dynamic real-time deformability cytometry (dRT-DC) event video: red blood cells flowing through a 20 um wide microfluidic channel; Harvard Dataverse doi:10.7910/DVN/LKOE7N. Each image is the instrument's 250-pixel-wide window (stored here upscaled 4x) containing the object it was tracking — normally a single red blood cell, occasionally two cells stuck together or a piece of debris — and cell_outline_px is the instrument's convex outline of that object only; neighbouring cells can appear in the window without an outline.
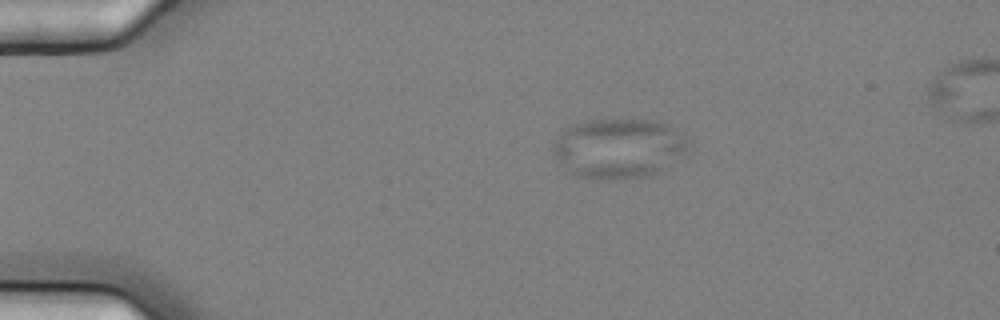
{"species": "common noctule bat (a hibernating species)", "species_latin": "Nyctalus noctula", "temperature_condition": "cold", "stored_images_in_passage": 7, "camera_frame_rate_fps": 3000, "um_per_image_px": 0.085, "animal": {"sex": "female", "body_mass_g": 25.1}, "frame": {"image": 1, "passage_image": 4, "time_ms": 1.0, "image_size_px": [1000, 320], "cell_outline_px": [[688, 148], [656, 172], [640, 176], [612, 180], [580, 176], [556, 164], [552, 156], [552, 144], [568, 128], [576, 124], [588, 120], [648, 120], [668, 124], [684, 132], [688, 140]], "centroid_in_image_um": [52.53, 12.59], "position_along_channel_um": 32.5, "area_um2": 46.41}}
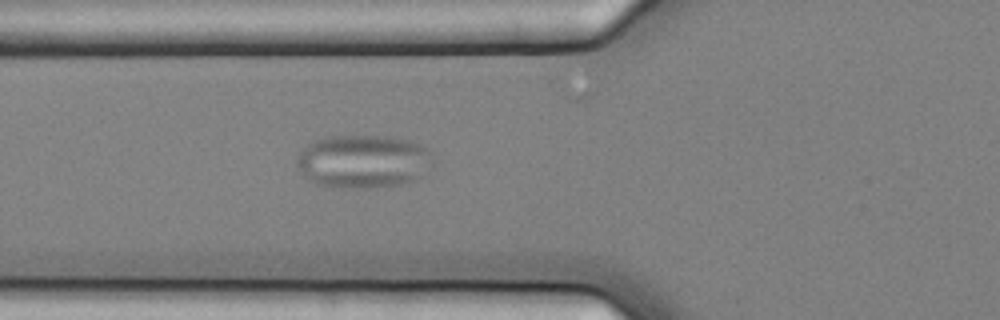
{"frame": {"image": 2, "passage_image": 7, "time_ms": 2.0, "image_size_px": [1000, 320], "cell_outline_px": [[432, 164], [416, 180], [400, 184], [368, 188], [332, 188], [316, 184], [308, 180], [304, 176], [296, 164], [296, 160], [300, 152], [312, 140], [328, 136], [384, 136], [408, 140], [420, 144], [428, 148], [432, 152]], "centroid_in_image_um": [30.85, 13.72], "position_along_channel_um": 94.9, "area_um2": 42.66}}